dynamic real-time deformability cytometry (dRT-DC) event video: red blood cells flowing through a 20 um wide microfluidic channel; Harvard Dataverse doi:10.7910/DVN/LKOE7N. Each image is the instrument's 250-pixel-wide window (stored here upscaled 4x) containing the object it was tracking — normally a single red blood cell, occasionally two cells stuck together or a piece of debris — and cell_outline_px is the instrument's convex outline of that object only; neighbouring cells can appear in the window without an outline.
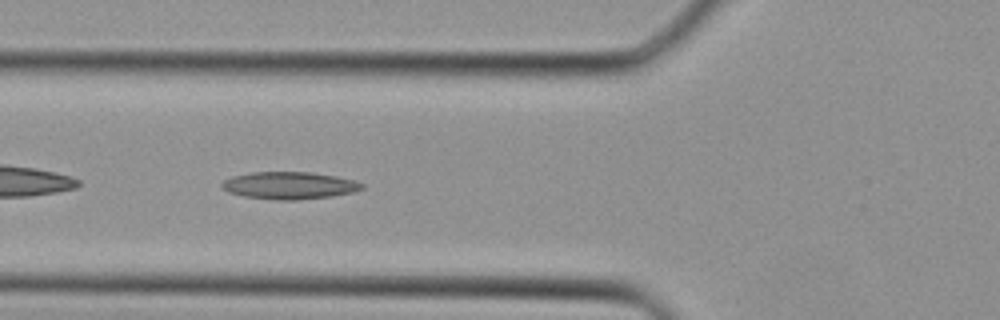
{"species": "Egyptian fruit bat (a non-hibernating species)", "species_latin": "Rousettus aegyptiacus", "temperature_condition": "cold", "stored_images_in_passage": 29, "camera_frame_rate_fps": 3000, "um_per_image_px": 0.085, "animal": {"sex": "female"}, "frame": {"image": 1, "passage_image": 4, "time_ms": 1.0, "image_size_px": [1000, 320], "cell_outline_px": [[364, 188], [352, 192], [332, 196], [296, 200], [276, 200], [244, 196], [228, 192], [220, 184], [224, 180], [232, 176], [252, 172], [312, 172], [336, 176], [356, 180], [364, 184]], "centroid_in_image_um": [24.61, 15.76], "position_along_channel_um": 101.2, "area_um2": 22.31}}
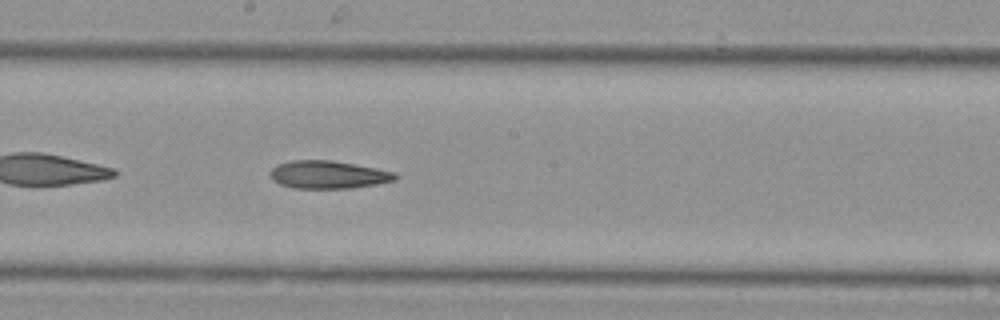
{"frame": {"image": 2, "passage_image": 11, "time_ms": 3.333, "image_size_px": [1000, 320], "cell_outline_px": [[396, 180], [376, 184], [352, 188], [292, 188], [280, 184], [272, 180], [268, 172], [272, 168], [280, 164], [292, 160], [332, 160], [376, 168], [396, 172]], "centroid_in_image_um": [27.88, 14.85], "position_along_channel_um": 220.3, "area_um2": 20.29}}
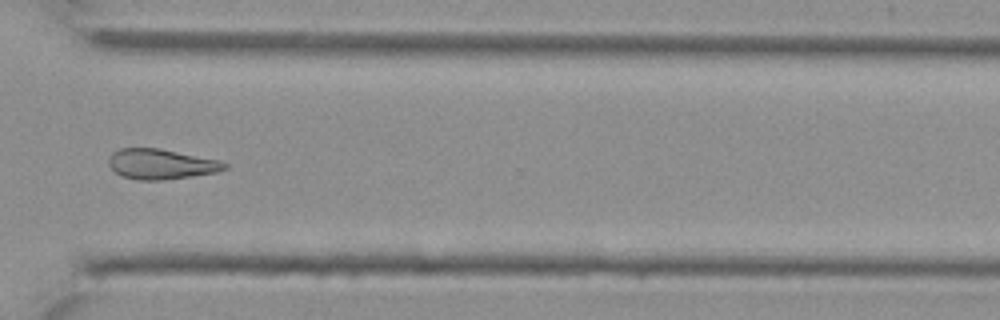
{"frame": {"image": 3, "passage_image": 19, "time_ms": 6.0, "image_size_px": [1000, 320], "cell_outline_px": [[228, 168], [216, 172], [160, 180], [136, 180], [120, 176], [108, 164], [108, 160], [112, 152], [120, 148], [160, 148], [216, 160], [228, 164]], "centroid_in_image_um": [13.63, 13.94], "position_along_channel_um": 357.0, "area_um2": 20.17}}